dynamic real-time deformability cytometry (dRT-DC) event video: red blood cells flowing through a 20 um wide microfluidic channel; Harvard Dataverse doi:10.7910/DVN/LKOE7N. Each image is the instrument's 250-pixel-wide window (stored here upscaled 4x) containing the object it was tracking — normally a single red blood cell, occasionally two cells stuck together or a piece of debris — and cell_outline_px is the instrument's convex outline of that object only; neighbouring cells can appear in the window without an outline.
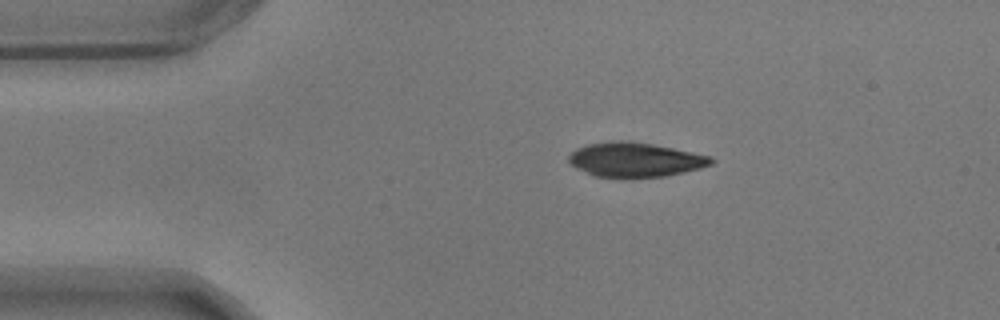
{"species": "common noctule bat (a hibernating species)", "species_latin": "Nyctalus noctula", "temperature_condition": "warm", "stored_images_in_passage": 39, "camera_frame_rate_fps": 3000, "um_per_image_px": 0.085, "animal": {"sex": "male", "body_mass_g": 17.9}, "frame": {"image": 1, "passage_image": 1, "time_ms": 0.0, "image_size_px": [1000, 320], "cell_outline_px": [[716, 160], [712, 164], [700, 168], [684, 172], [664, 176], [632, 180], [592, 176], [572, 164], [568, 160], [568, 156], [576, 148], [588, 144], [612, 140], [628, 140], [652, 144], [712, 156]], "centroid_in_image_um": [53.99, 13.6], "position_along_channel_um": 31.0, "area_um2": 29.25}}
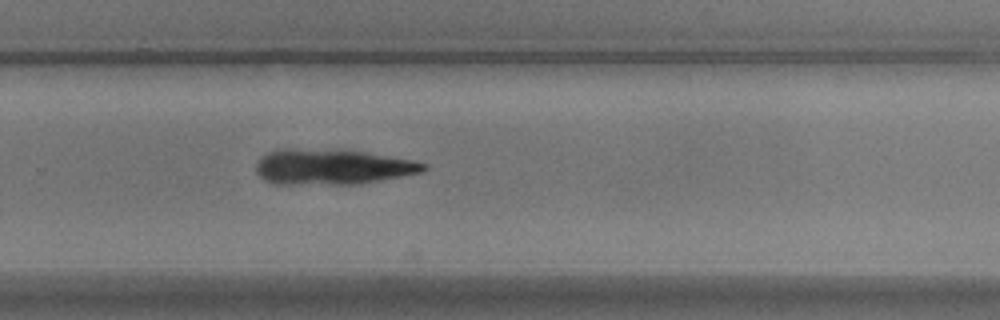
{"frame": {"image": 2, "passage_image": 28, "time_ms": 9.0, "image_size_px": [1000, 320], "cell_outline_px": [[428, 168], [424, 172], [352, 184], [272, 184], [264, 180], [256, 172], [256, 164], [268, 152], [280, 148], [288, 148], [364, 152], [408, 160], [428, 164]], "centroid_in_image_um": [28.17, 14.19], "position_along_channel_um": 301.6, "area_um2": 33.93}}
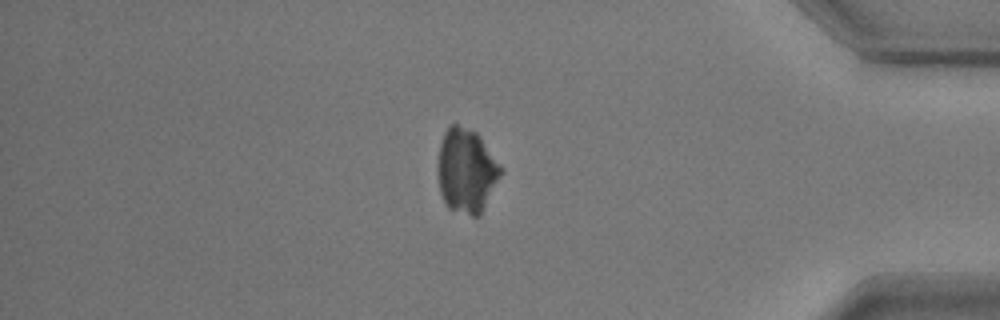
{"frame": {"image": 3, "passage_image": 39, "time_ms": 12.667, "image_size_px": [1000, 320], "cell_outline_px": [[504, 172], [480, 216], [472, 216], [448, 208], [444, 204], [440, 192], [436, 172], [436, 164], [440, 144], [444, 132], [452, 124], [456, 124], [476, 132], [504, 168]], "centroid_in_image_um": [39.65, 14.53], "position_along_channel_um": 395.6, "area_um2": 31.56}}